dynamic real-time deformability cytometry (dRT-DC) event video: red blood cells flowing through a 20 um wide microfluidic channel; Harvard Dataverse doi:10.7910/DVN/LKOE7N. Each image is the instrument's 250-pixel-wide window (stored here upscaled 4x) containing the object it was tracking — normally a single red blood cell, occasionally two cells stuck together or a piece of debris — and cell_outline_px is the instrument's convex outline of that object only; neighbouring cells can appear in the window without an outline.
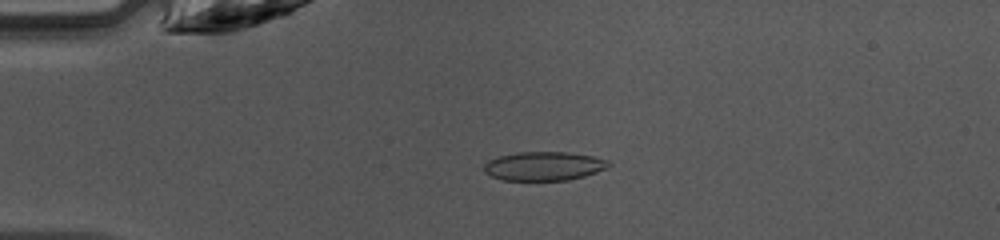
{"species": "common noctule bat (a hibernating species)", "species_latin": "Nyctalus noctula", "temperature_condition": "warm", "stored_images_in_passage": 47, "camera_frame_rate_fps": 3000, "um_per_image_px": 0.085, "animal": {"sex": "female", "body_mass_g": 10.0, "forearm_length_mm": 53.1}, "frame": {"image": 1, "passage_image": 11, "time_ms": 3.333, "image_size_px": [1000, 240], "cell_outline_px": [[612, 164], [608, 168], [584, 176], [568, 180], [504, 180], [492, 176], [484, 172], [484, 164], [488, 160], [500, 156], [520, 152], [568, 152], [592, 156], [608, 160]], "centroid_in_image_um": [46.25, 14.12], "position_along_channel_um": 38.7, "area_um2": 20.92}}
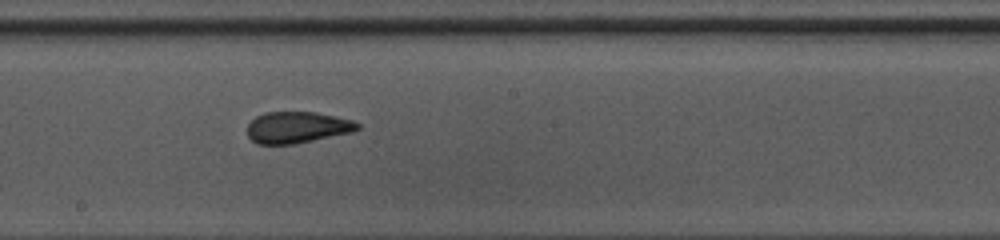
{"frame": {"image": 2, "passage_image": 26, "time_ms": 8.333, "image_size_px": [1000, 240], "cell_outline_px": [[360, 128], [352, 132], [292, 144], [256, 144], [248, 136], [248, 124], [256, 116], [264, 112], [316, 112], [336, 116], [352, 120], [360, 124]], "centroid_in_image_um": [25.25, 10.82], "position_along_channel_um": 222.9, "area_um2": 20.11}}
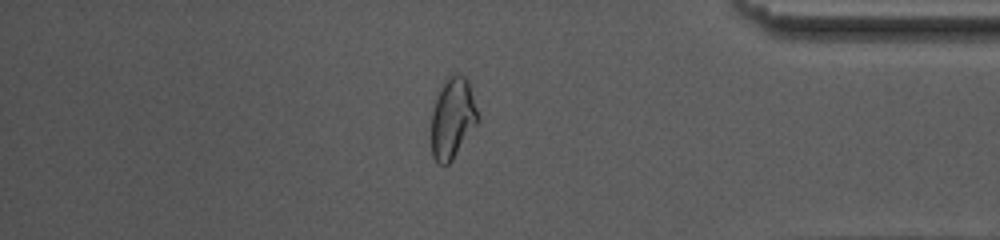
{"frame": {"image": 3, "passage_image": 40, "time_ms": 13.0, "image_size_px": [1000, 240], "cell_outline_px": [[480, 120], [452, 160], [448, 164], [440, 164], [432, 156], [432, 112], [436, 100], [448, 76], [452, 72], [456, 72], [464, 76], [468, 80], [480, 116]], "centroid_in_image_um": [38.51, 10.03], "position_along_channel_um": 396.7, "area_um2": 21.79}, "authors_computed_cell_mechanics": {"area_um2": 20.808, "velocity_mm_per_s": 4.2195, "shape_relaxation_time_tau1_ms": null, "shape_relaxation_time_tau2_ms": 1.2008, "deformation_change_tau1": null, "deformation_change_tau2": 0.0597}}